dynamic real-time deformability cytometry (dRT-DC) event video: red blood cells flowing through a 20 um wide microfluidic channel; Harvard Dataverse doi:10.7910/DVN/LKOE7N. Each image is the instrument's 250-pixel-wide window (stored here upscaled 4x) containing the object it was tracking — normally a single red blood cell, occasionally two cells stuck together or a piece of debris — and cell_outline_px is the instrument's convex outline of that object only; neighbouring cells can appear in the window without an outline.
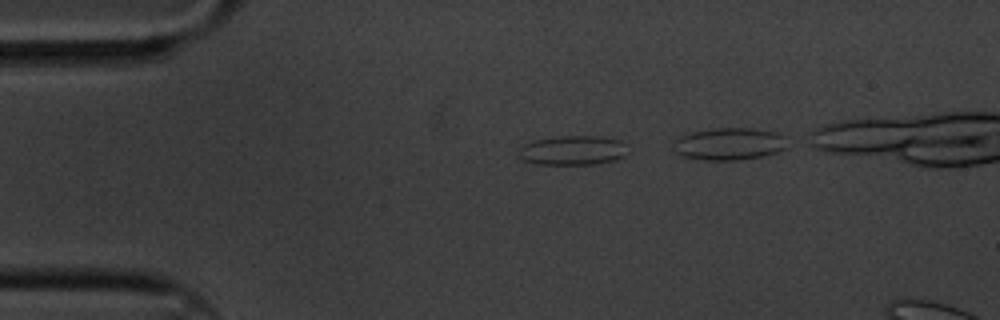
{"species": "common noctule bat (a hibernating species)", "species_latin": "Nyctalus noctula", "temperature_condition": "cold", "stored_images_in_passage": 3, "camera_frame_rate_fps": 3000, "um_per_image_px": 0.085, "animal": {"sex": "male", "body_mass_g": 20.1, "forearm_length_mm": 53.5}, "frame": {"image": 1, "passage_image": 1, "time_ms": 0.0, "image_size_px": [1000, 320], "cell_outline_px": [[624, 156], [616, 160], [596, 164], [536, 164], [520, 160], [520, 148], [524, 144], [532, 140], [560, 136], [600, 136], [620, 140]], "centroid_in_image_um": [48.6, 12.78], "position_along_channel_um": 36.4, "area_um2": 18.5}}